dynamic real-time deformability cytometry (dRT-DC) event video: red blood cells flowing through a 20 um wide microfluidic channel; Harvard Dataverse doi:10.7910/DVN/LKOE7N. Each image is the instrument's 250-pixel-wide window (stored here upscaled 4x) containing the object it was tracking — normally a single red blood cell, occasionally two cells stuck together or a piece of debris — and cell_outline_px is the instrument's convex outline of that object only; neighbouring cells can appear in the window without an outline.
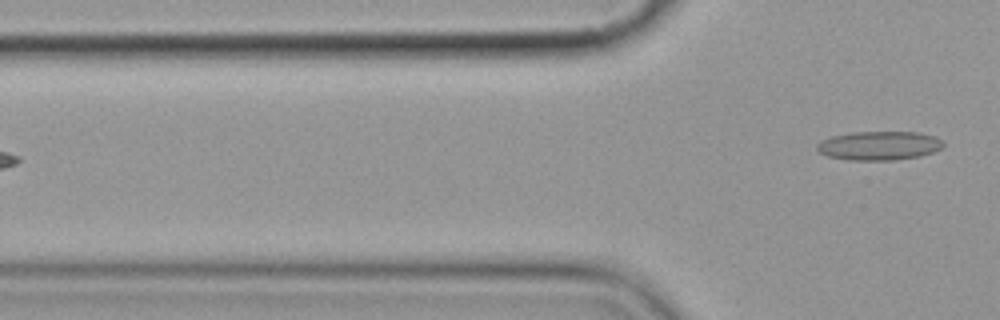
{"species": "common noctule bat (a hibernating species)", "species_latin": "Nyctalus noctula", "temperature_condition": "cold", "stored_images_in_passage": 6, "camera_frame_rate_fps": 3000, "um_per_image_px": 0.085, "animal": {"sex": "female", "body_mass_g": 19.9}, "frame": {"image": 1, "passage_image": 6, "time_ms": 6.667, "image_size_px": [1000, 320], "cell_outline_px": [[944, 144], [940, 148], [932, 152], [920, 156], [896, 160], [848, 160], [828, 156], [820, 152], [816, 148], [816, 144], [820, 140], [832, 136], [852, 132], [920, 132], [932, 136], [940, 140]], "centroid_in_image_um": [74.68, 12.38], "position_along_channel_um": 51.1, "area_um2": 21.21}}